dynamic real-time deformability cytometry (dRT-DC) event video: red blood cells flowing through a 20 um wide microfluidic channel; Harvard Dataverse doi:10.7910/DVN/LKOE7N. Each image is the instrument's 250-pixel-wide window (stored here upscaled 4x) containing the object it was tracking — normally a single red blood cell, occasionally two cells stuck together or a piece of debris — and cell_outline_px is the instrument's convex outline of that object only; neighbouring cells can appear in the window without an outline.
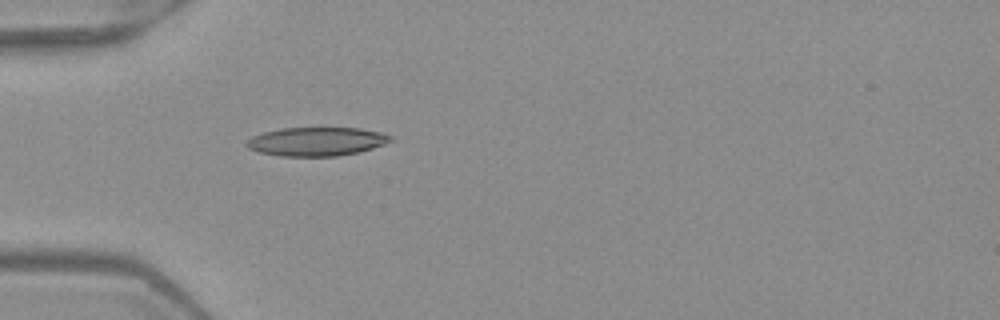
{"species": "Egyptian fruit bat (a non-hibernating species)", "species_latin": "Rousettus aegyptiacus", "temperature_condition": "warm", "stored_images_in_passage": 2, "camera_frame_rate_fps": 3000, "um_per_image_px": 0.085, "frame": {"image": 1, "passage_image": 2, "time_ms": 0.333, "image_size_px": [1000, 320], "cell_outline_px": [[392, 140], [384, 144], [360, 152], [340, 156], [280, 156], [260, 152], [248, 148], [244, 144], [252, 136], [264, 132], [280, 128], [360, 128], [384, 132], [392, 136]], "centroid_in_image_um": [26.93, 12.03], "position_along_channel_um": 58.1, "area_um2": 24.22}}